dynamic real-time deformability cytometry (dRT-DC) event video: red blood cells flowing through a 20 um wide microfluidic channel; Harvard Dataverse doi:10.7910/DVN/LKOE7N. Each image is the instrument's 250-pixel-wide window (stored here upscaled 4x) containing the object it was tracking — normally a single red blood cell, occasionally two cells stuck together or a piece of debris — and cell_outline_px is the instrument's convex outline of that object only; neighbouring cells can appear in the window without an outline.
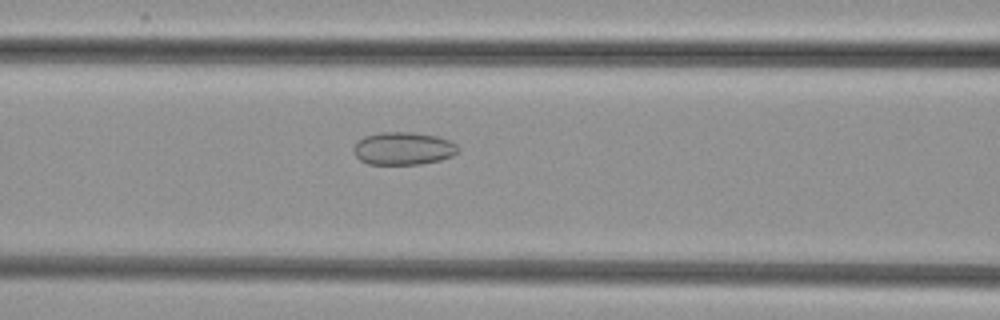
{"species": "common noctule bat (a hibernating species)", "species_latin": "Nyctalus noctula", "temperature_condition": "cold", "stored_images_in_passage": 41, "camera_frame_rate_fps": 3000, "um_per_image_px": 0.085, "animal": {"sex": "female", "body_mass_g": 29.2, "forearm_length_mm": 56.3}, "frame": {"image": 1, "passage_image": 10, "time_ms": 3.0, "image_size_px": [1000, 320], "cell_outline_px": [[460, 152], [452, 156], [440, 160], [420, 164], [368, 164], [360, 160], [352, 152], [352, 148], [364, 136], [380, 132], [412, 132], [436, 136], [448, 140], [456, 144], [460, 148]], "centroid_in_image_um": [34.29, 12.62], "position_along_channel_um": 132.3, "area_um2": 20.06}}
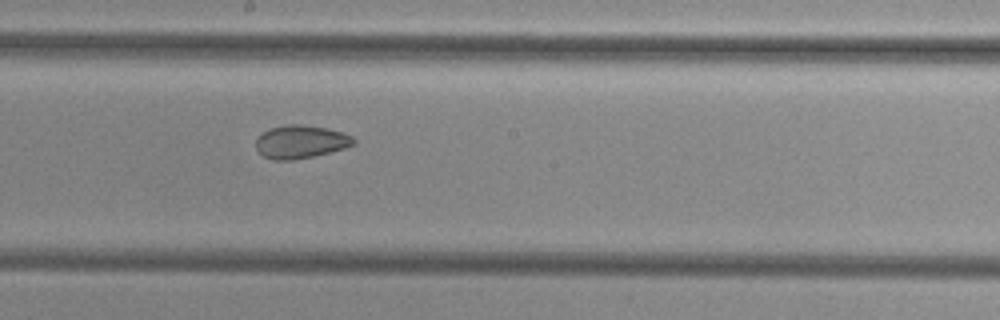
{"frame": {"image": 2, "passage_image": 17, "time_ms": 5.333, "image_size_px": [1000, 320], "cell_outline_px": [[356, 144], [344, 148], [312, 156], [292, 160], [272, 160], [264, 156], [256, 148], [256, 140], [268, 128], [288, 124], [300, 124], [328, 128], [352, 136], [356, 140]], "centroid_in_image_um": [25.56, 12.04], "position_along_channel_um": 222.6, "area_um2": 18.73}}
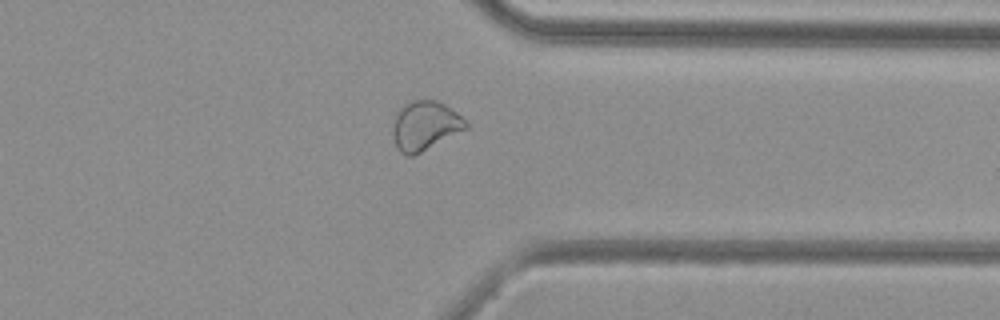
{"frame": {"image": 3, "passage_image": 29, "time_ms": 9.333, "image_size_px": [1000, 320], "cell_outline_px": [[468, 128], [412, 156], [408, 156], [400, 152], [396, 148], [392, 128], [396, 116], [400, 108], [404, 104], [412, 100], [436, 100], [452, 108], [468, 124]], "centroid_in_image_um": [36.12, 10.68], "position_along_channel_um": 375.3, "area_um2": 20.69}}